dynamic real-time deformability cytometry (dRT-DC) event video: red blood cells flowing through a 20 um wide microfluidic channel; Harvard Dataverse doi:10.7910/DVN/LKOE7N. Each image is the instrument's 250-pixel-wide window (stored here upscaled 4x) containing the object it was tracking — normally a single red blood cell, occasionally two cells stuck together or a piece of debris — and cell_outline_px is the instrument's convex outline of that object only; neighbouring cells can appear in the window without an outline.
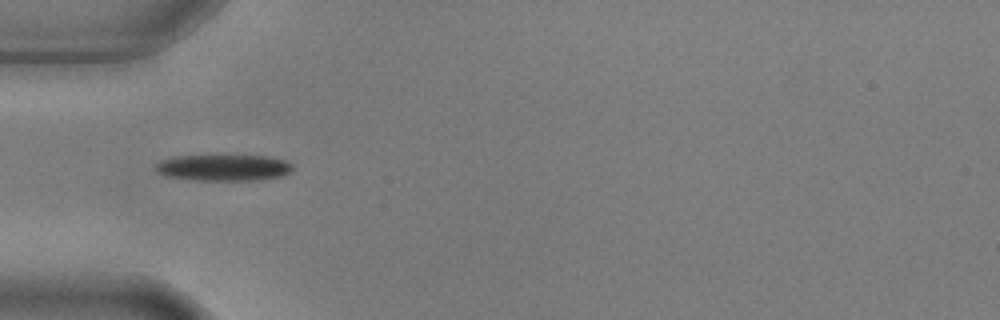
{"species": "common noctule bat (a hibernating species)", "species_latin": "Nyctalus noctula", "temperature_condition": "warm", "stored_images_in_passage": 3, "camera_frame_rate_fps": 3000, "um_per_image_px": 0.085, "animal": {"sex": "male", "body_mass_g": 17.9, "forearm_length_mm": 54.2}, "frame": {"image": 1, "passage_image": 2, "time_ms": 0.333, "image_size_px": [1000, 320], "cell_outline_px": [[292, 172], [284, 176], [260, 180], [200, 180], [168, 176], [156, 172], [156, 164], [160, 160], [176, 156], [268, 156], [284, 160], [292, 164]], "centroid_in_image_um": [19.05, 14.25], "position_along_channel_um": 65.9, "area_um2": 20.92}}
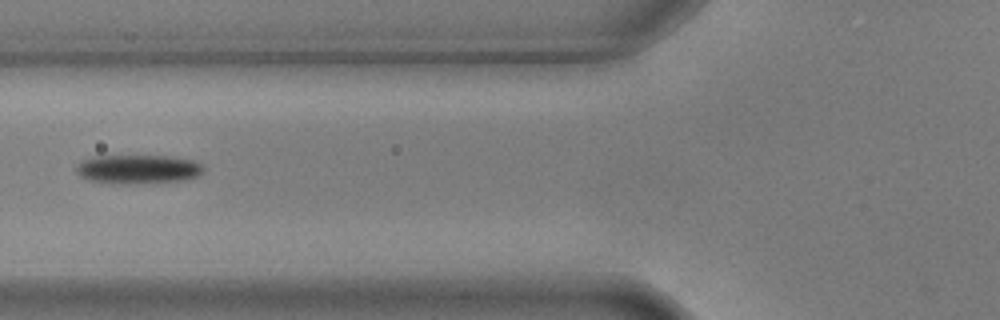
{"frame": {"image": 2, "passage_image": 3, "time_ms": 0.667, "image_size_px": [1000, 320], "cell_outline_px": [[204, 168], [196, 176], [180, 180], [136, 184], [124, 184], [88, 180], [80, 176], [76, 172], [76, 164], [80, 160], [96, 156], [168, 156], [192, 160], [200, 164]], "centroid_in_image_um": [11.65, 14.38], "position_along_channel_um": 114.2, "area_um2": 21.33}}